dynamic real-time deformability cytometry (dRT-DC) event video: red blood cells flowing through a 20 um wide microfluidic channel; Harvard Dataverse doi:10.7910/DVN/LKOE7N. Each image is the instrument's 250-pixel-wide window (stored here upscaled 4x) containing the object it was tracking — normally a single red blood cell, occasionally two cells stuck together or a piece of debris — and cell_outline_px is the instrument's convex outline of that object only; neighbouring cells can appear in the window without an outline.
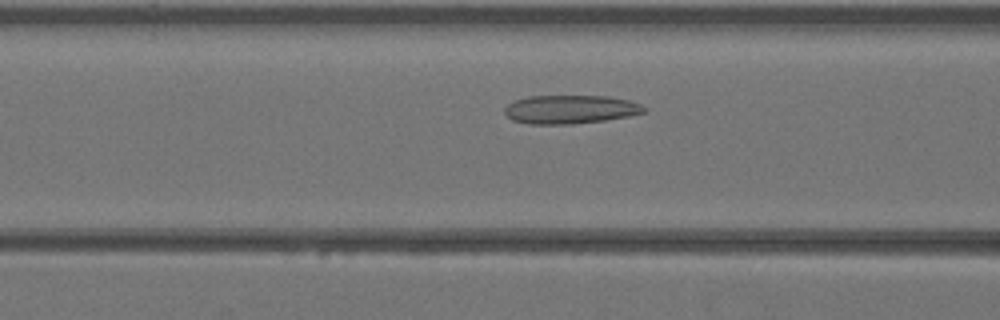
{"species": "Egyptian fruit bat (a non-hibernating species)", "species_latin": "Rousettus aegyptiacus", "temperature_condition": "warm", "stored_images_in_passage": 36, "camera_frame_rate_fps": 3000, "um_per_image_px": 0.085, "animal": {"sex": "female"}, "frame": {"image": 1, "passage_image": 10, "time_ms": 3.0, "image_size_px": [1000, 320], "cell_outline_px": [[648, 112], [628, 116], [604, 120], [572, 124], [528, 124], [512, 120], [504, 112], [504, 108], [508, 104], [516, 100], [528, 96], [608, 96], [628, 100], [640, 104], [648, 108]], "centroid_in_image_um": [48.5, 9.3], "position_along_channel_um": 118.1, "area_um2": 23.29}}
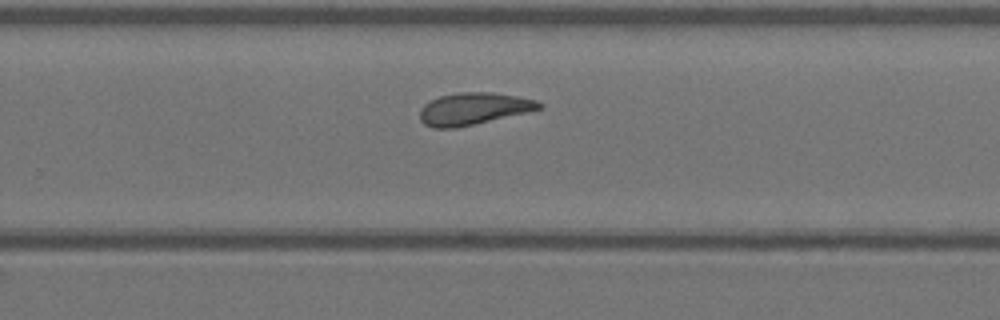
{"frame": {"image": 2, "passage_image": 21, "time_ms": 6.667, "image_size_px": [1000, 320], "cell_outline_px": [[544, 104], [540, 108], [524, 112], [472, 124], [452, 128], [432, 128], [424, 124], [420, 120], [420, 108], [424, 104], [440, 96], [460, 92], [492, 92], [516, 96], [536, 100]], "centroid_in_image_um": [40.19, 9.23], "position_along_channel_um": 289.6, "area_um2": 21.79}}
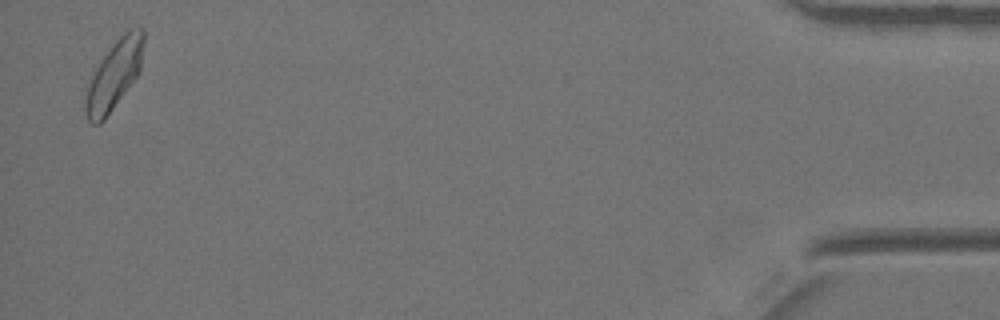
{"frame": {"image": 3, "passage_image": 35, "time_ms": 11.333, "image_size_px": [1000, 320], "cell_outline_px": [[144, 40], [140, 68], [136, 76], [104, 120], [100, 124], [92, 124], [88, 120], [84, 112], [84, 92], [92, 68], [108, 48], [128, 28], [140, 24], [144, 28]], "centroid_in_image_um": [9.65, 6.32], "position_along_channel_um": 425.6, "area_um2": 24.04}}